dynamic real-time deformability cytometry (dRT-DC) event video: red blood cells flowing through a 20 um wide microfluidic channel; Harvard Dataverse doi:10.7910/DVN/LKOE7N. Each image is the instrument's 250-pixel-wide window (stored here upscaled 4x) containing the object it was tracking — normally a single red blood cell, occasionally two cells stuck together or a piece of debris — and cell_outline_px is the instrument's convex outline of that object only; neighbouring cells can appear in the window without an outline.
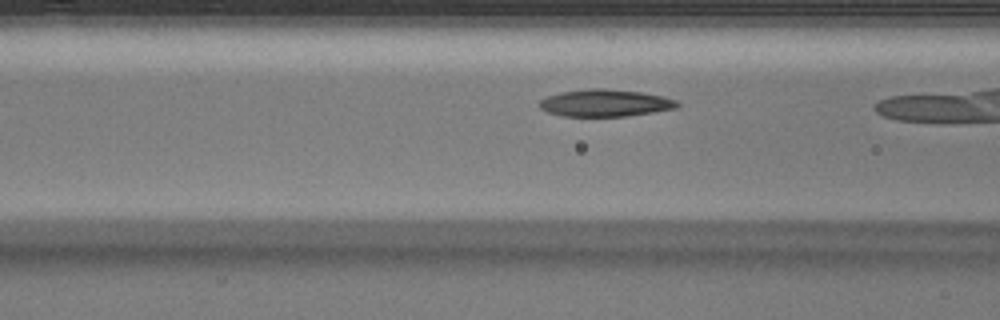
{"species": "Egyptian fruit bat (a non-hibernating species)", "species_latin": "Rousettus aegyptiacus", "temperature_condition": "warm", "stored_images_in_passage": 14, "camera_frame_rate_fps": 3000, "um_per_image_px": 0.085, "animal": {"sex": "male"}, "frame": {"image": 1, "passage_image": 5, "time_ms": 1.333, "image_size_px": [1000, 320], "cell_outline_px": [[680, 104], [676, 108], [628, 116], [560, 116], [548, 112], [540, 108], [540, 100], [548, 96], [564, 92], [588, 88], [604, 88], [640, 92], [660, 96], [676, 100]], "centroid_in_image_um": [51.43, 8.76], "position_along_channel_um": 115.2, "area_um2": 21.56}}
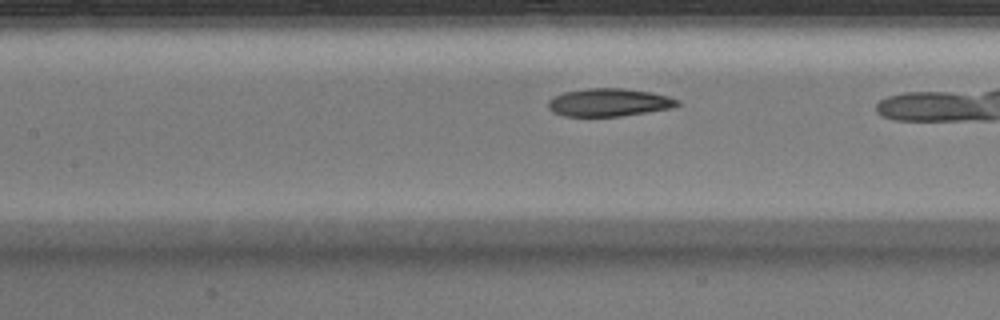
{"frame": {"image": 2, "passage_image": 8, "time_ms": 2.333, "image_size_px": [1000, 320], "cell_outline_px": [[680, 104], [672, 108], [620, 116], [564, 116], [552, 112], [548, 108], [548, 100], [564, 92], [588, 88], [624, 88], [652, 92], [668, 96], [680, 100]], "centroid_in_image_um": [51.77, 8.7], "position_along_channel_um": 155.6, "area_um2": 21.04}}
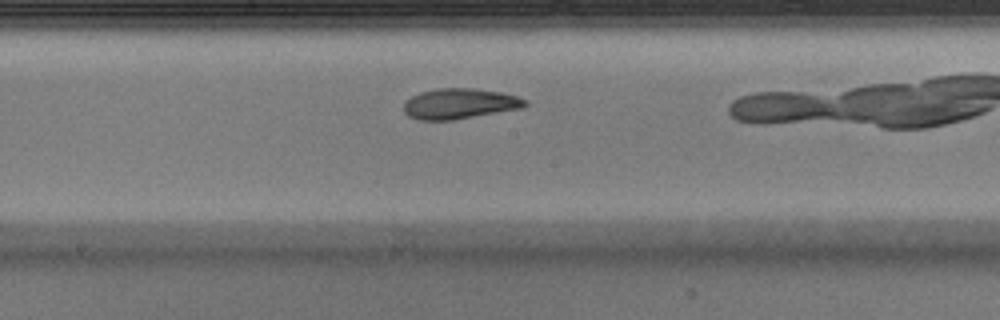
{"frame": {"image": 3, "passage_image": 12, "time_ms": 3.667, "image_size_px": [1000, 320], "cell_outline_px": [[528, 104], [524, 108], [452, 120], [420, 120], [408, 116], [404, 112], [404, 104], [412, 96], [420, 92], [436, 88], [476, 88], [500, 92], [516, 96], [528, 100]], "centroid_in_image_um": [39.1, 8.81], "position_along_channel_um": 209.1, "area_um2": 21.62}}